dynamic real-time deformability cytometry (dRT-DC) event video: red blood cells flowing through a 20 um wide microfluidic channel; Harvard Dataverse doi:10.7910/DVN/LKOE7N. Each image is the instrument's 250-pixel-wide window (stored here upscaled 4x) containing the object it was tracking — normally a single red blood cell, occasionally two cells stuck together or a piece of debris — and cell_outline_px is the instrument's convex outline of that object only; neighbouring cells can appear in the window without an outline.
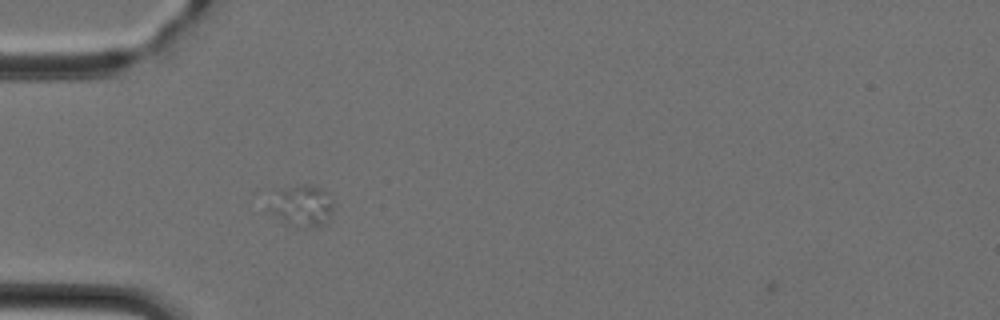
{"species": "Egyptian fruit bat (a non-hibernating species)", "species_latin": "Rousettus aegyptiacus", "temperature_condition": "cold", "stored_images_in_passage": 4, "camera_frame_rate_fps": 3000, "um_per_image_px": 0.085, "animal": {"sex": "female"}, "frame": {"image": 1, "passage_image": 3, "time_ms": 0.667, "image_size_px": [1000, 320], "cell_outline_px": [[332, 212], [328, 220], [324, 224], [308, 228], [304, 228], [264, 212], [264, 208], [284, 188], [300, 184], [312, 184], [328, 192], [332, 196]], "centroid_in_image_um": [25.67, 17.48], "position_along_channel_um": 59.3, "area_um2": 15.55}}